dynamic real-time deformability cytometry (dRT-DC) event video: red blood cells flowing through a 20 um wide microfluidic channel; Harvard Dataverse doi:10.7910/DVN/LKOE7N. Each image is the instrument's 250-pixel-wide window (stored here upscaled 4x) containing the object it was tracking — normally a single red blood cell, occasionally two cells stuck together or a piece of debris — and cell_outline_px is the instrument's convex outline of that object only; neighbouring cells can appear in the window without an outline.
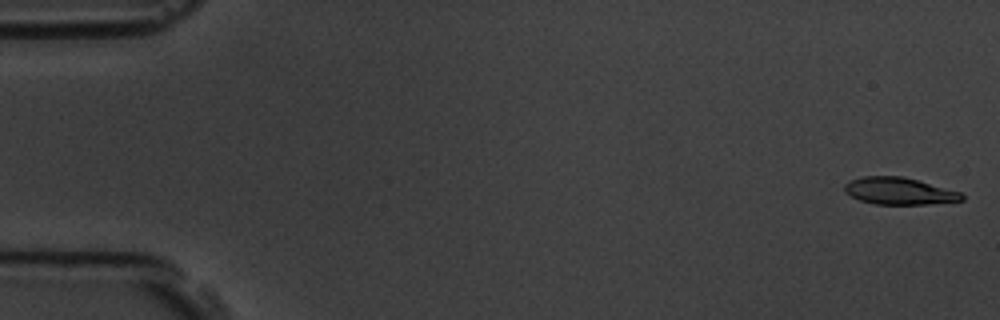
{"species": "common noctule bat (a hibernating species)", "species_latin": "Nyctalus noctula", "temperature_condition": "room temperature", "stored_images_in_passage": 5, "camera_frame_rate_fps": 3000, "um_per_image_px": 0.085, "animal": {"sex": "male", "body_mass_g": 19.5, "forearm_length_mm": 54.6}, "frame": {"image": 1, "passage_image": 1, "time_ms": 0.0, "image_size_px": [1000, 320], "cell_outline_px": [[964, 200], [928, 204], [876, 204], [860, 200], [844, 192], [844, 184], [852, 180], [864, 176], [900, 176], [916, 180], [960, 192], [964, 196]], "centroid_in_image_um": [76.41, 16.24], "position_along_channel_um": 8.6, "area_um2": 18.15}}
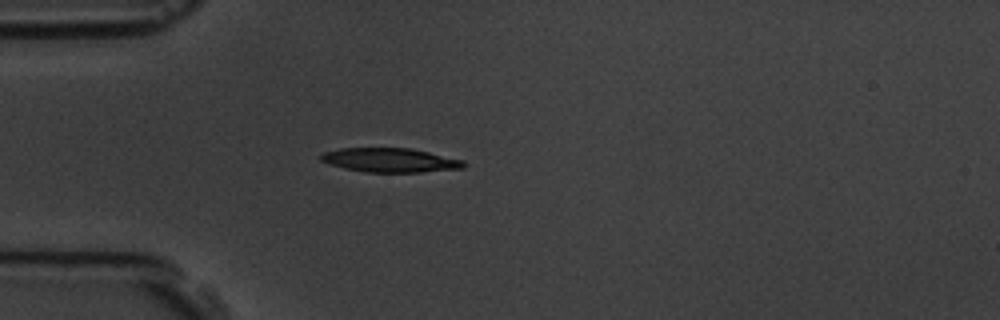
{"frame": {"image": 2, "passage_image": 5, "time_ms": 4.667, "image_size_px": [1000, 320], "cell_outline_px": [[468, 164], [464, 168], [420, 172], [364, 172], [344, 168], [328, 164], [320, 160], [320, 156], [324, 152], [340, 148], [412, 148], [464, 160]], "centroid_in_image_um": [33.18, 13.61], "position_along_channel_um": 51.8, "area_um2": 20.23}}